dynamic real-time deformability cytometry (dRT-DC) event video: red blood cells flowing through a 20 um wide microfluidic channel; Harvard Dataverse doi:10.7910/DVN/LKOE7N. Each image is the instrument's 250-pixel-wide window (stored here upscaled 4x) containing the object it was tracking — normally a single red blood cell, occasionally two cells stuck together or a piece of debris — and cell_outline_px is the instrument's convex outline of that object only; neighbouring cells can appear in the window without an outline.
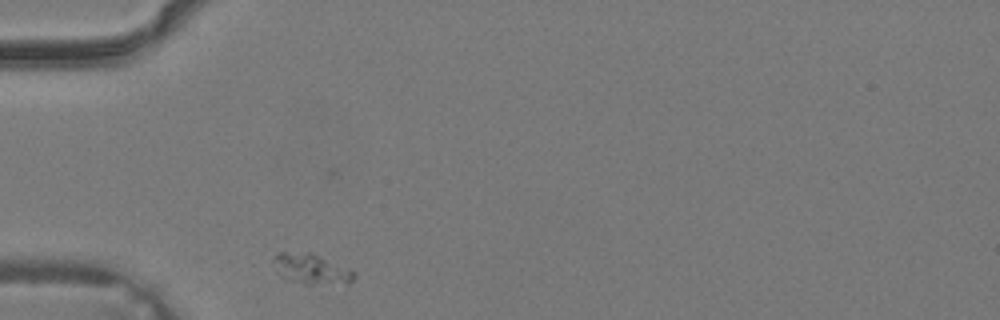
{"species": "common noctule bat (a hibernating species)", "species_latin": "Nyctalus noctula", "temperature_condition": "warm", "stored_images_in_passage": 24, "camera_frame_rate_fps": 3000, "um_per_image_px": 0.085, "animal": {"sex": "male", "body_mass_g": 19.2, "forearm_length_mm": 51.8}, "frame": {"image": 1, "passage_image": 1, "time_ms": 0.0, "image_size_px": [1000, 320], "cell_outline_px": [[356, 276], [348, 284], [308, 284], [292, 280], [284, 276], [280, 272], [272, 260], [272, 256], [276, 252], [312, 252], [356, 272]], "centroid_in_image_um": [26.5, 22.84], "position_along_channel_um": 58.5, "area_um2": 14.05}}
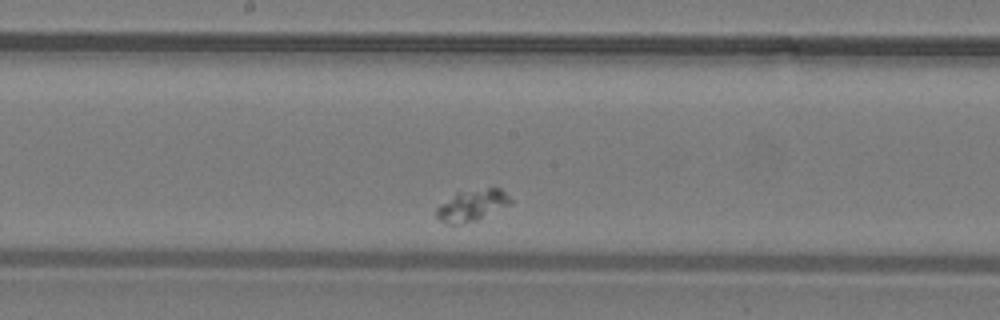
{"frame": {"image": 2, "passage_image": 11, "time_ms": 3.333, "image_size_px": [1000, 320], "cell_outline_px": [[512, 204], [476, 220], [456, 224], [444, 224], [436, 216], [436, 208], [440, 204], [456, 192], [488, 188], [500, 188], [512, 200]], "centroid_in_image_um": [40.11, 17.45], "position_along_channel_um": 208.1, "area_um2": 13.47}}
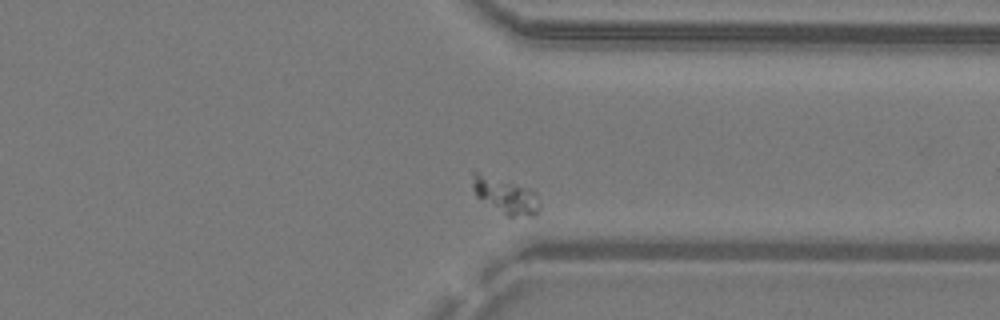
{"frame": {"image": 3, "passage_image": 21, "time_ms": 6.667, "image_size_px": [1000, 320], "cell_outline_px": [[540, 212], [536, 216], [508, 216], [476, 196], [472, 188], [472, 172], [476, 172], [536, 192], [540, 204]], "centroid_in_image_um": [42.99, 16.68], "position_along_channel_um": 368.4, "area_um2": 13.47}}